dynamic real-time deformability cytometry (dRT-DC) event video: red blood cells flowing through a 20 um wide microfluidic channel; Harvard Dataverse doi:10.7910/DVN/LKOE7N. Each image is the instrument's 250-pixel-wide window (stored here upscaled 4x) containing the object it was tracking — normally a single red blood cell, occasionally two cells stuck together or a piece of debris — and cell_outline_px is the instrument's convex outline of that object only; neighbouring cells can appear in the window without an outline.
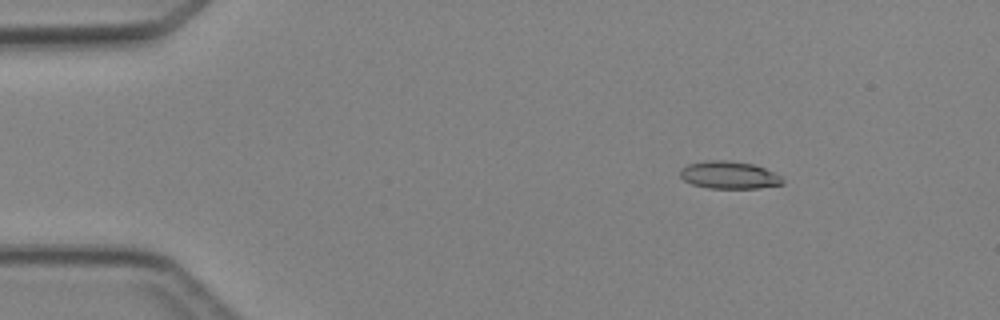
{"species": "Egyptian fruit bat (a non-hibernating species)", "species_latin": "Rousettus aegyptiacus", "temperature_condition": "cold", "stored_images_in_passage": 3, "camera_frame_rate_fps": 3000, "um_per_image_px": 0.085, "animal": {"sex": "female"}, "frame": {"image": 1, "passage_image": 1, "time_ms": 0.0, "image_size_px": [1000, 320], "cell_outline_px": [[784, 184], [760, 188], [708, 188], [692, 184], [684, 180], [680, 176], [680, 168], [688, 164], [708, 160], [728, 160], [752, 164], [764, 168], [780, 176], [784, 180]], "centroid_in_image_um": [61.96, 14.88], "position_along_channel_um": 23.0, "area_um2": 16.42}}
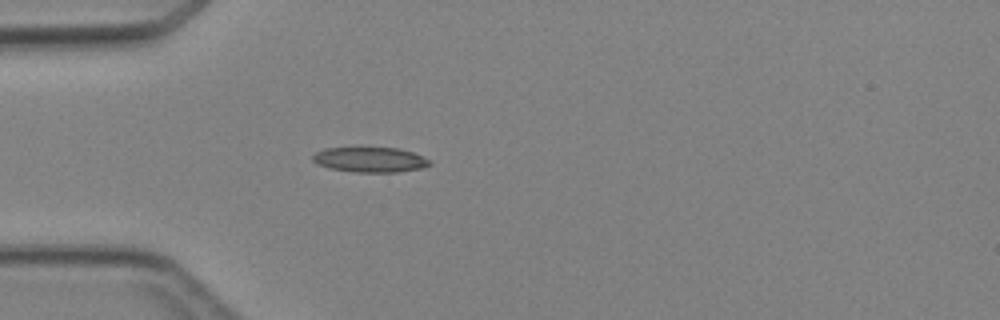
{"frame": {"image": 2, "passage_image": 3, "time_ms": 2.333, "image_size_px": [1000, 320], "cell_outline_px": [[432, 164], [420, 168], [396, 172], [352, 172], [328, 168], [316, 164], [312, 160], [312, 156], [316, 152], [324, 148], [396, 148], [412, 152], [428, 160]], "centroid_in_image_um": [31.38, 13.58], "position_along_channel_um": 53.6, "area_um2": 16.94}}